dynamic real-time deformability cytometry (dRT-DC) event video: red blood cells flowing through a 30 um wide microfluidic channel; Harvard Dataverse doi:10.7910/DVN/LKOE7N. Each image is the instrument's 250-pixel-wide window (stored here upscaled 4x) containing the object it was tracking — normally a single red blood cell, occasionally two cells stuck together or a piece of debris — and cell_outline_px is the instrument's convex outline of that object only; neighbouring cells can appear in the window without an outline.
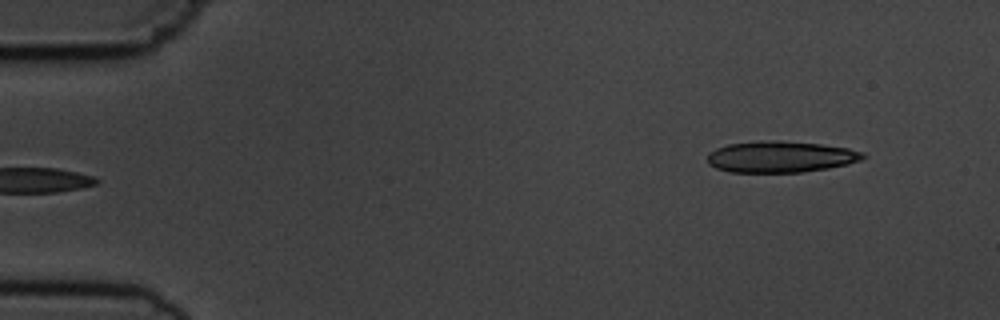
{"species": "common noctule bat (a hibernating species)", "species_latin": "Nyctalus noctula", "temperature_condition": "cold", "stored_images_in_passage": 5, "camera_frame_rate_fps": 3000, "um_per_image_px": 0.085, "animal": {"sex": "male", "body_mass_g": 19.5, "forearm_length_mm": 54.6}, "frame": {"image": 1, "passage_image": 5, "time_ms": 4.333, "image_size_px": [1000, 320], "cell_outline_px": [[868, 156], [860, 160], [848, 164], [828, 168], [804, 172], [728, 172], [716, 168], [708, 164], [708, 152], [716, 148], [728, 144], [760, 140], [776, 140], [820, 144], [848, 148], [864, 152]], "centroid_in_image_um": [66.34, 13.32], "position_along_channel_um": 18.7, "area_um2": 28.61}}